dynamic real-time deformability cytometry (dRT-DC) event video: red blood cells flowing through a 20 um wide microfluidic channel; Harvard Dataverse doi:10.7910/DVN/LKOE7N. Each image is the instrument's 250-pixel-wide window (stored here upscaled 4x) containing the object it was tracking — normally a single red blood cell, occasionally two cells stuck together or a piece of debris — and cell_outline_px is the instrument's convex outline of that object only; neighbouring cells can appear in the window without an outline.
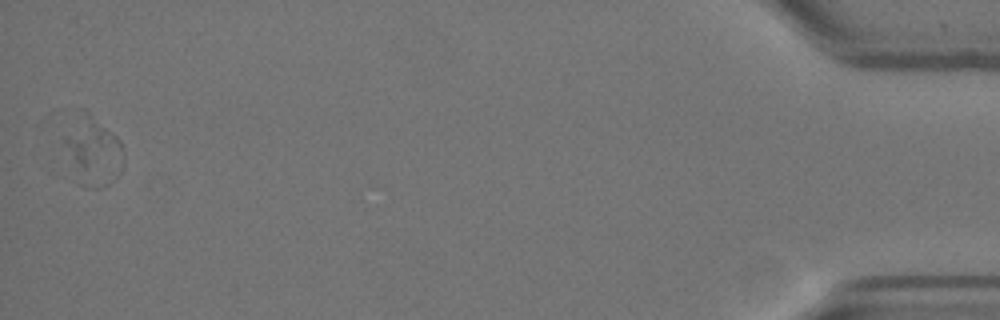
{"species": "Egyptian fruit bat (a non-hibernating species)", "species_latin": "Rousettus aegyptiacus", "temperature_condition": "warm", "stored_images_in_passage": 41, "segment_of_instrument_passage": [2, 2], "camera_frame_rate_fps": 3000, "um_per_image_px": 0.085, "animal": {"sex": "female"}, "frame": {"image": 1, "passage_image": 40, "time_ms": 13.0, "image_size_px": [1000, 320], "cell_outline_px": [[120, 148], [84, 164], [80, 164], [76, 160], [64, 144], [64, 136], [92, 124], [116, 136], [120, 140]], "centroid_in_image_um": [7.72, 12.21], "position_along_channel_um": 427.5, "area_um2": 10.35}}